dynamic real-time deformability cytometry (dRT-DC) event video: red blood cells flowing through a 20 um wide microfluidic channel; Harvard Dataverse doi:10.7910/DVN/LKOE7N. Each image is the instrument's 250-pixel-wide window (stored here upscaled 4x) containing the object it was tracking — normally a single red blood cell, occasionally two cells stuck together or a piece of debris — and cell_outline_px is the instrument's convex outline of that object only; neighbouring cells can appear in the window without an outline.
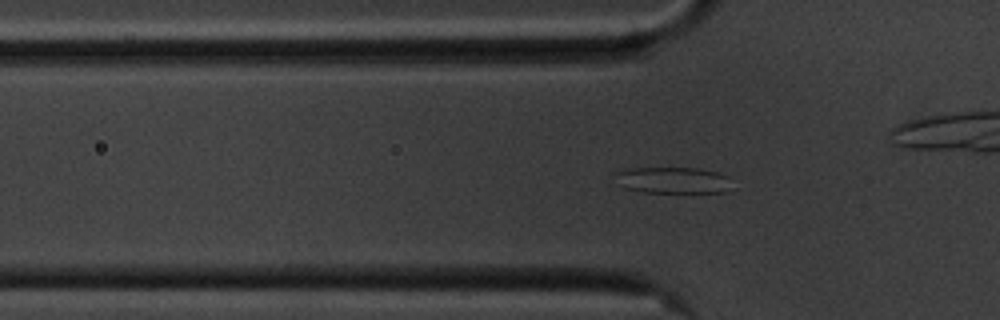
{"species": "common noctule bat (a hibernating species)", "species_latin": "Nyctalus noctula", "temperature_condition": "cold", "stored_images_in_passage": 45, "camera_frame_rate_fps": 3000, "um_per_image_px": 0.085, "animal": {"sex": "male", "body_mass_g": 20.1, "forearm_length_mm": 53.5}, "frame": {"image": 1, "passage_image": 11, "time_ms": 3.333, "image_size_px": [1000, 320], "cell_outline_px": [[728, 176], [724, 192], [644, 192], [624, 188], [612, 172], [624, 168], [696, 168], [716, 172]], "centroid_in_image_um": [57.07, 15.3], "position_along_channel_um": 68.7, "area_um2": 17.57}}
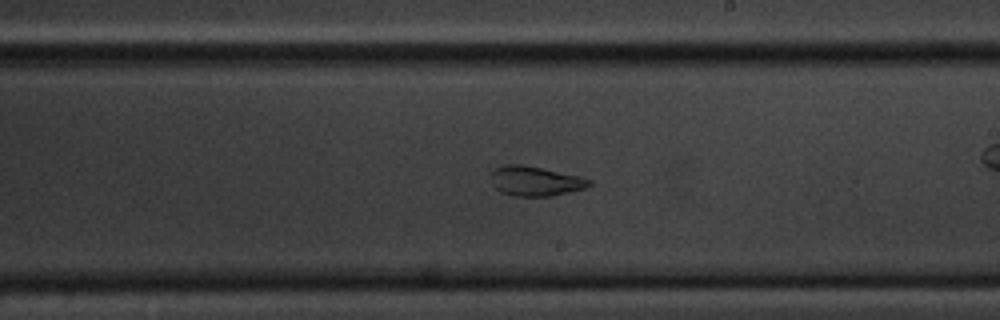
{"frame": {"image": 2, "passage_image": 26, "time_ms": 8.333, "image_size_px": [1000, 320], "cell_outline_px": [[592, 184], [584, 188], [552, 196], [516, 196], [500, 192], [492, 184], [492, 172], [496, 168], [504, 164], [524, 164], [580, 176], [592, 180]], "centroid_in_image_um": [45.5, 15.38], "position_along_channel_um": 243.5, "area_um2": 16.99}}
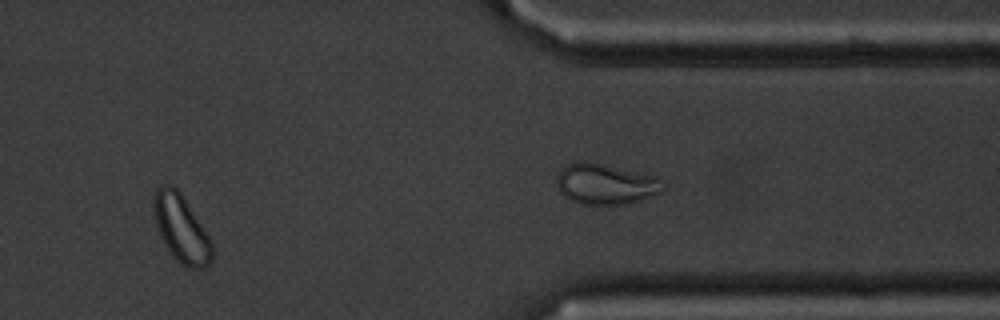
{"frame": {"image": 3, "passage_image": 36, "time_ms": 11.667, "image_size_px": [1000, 320], "cell_outline_px": [[212, 260], [204, 268], [188, 268], [180, 264], [172, 256], [156, 224], [152, 204], [152, 200], [156, 188], [164, 184], [172, 184], [180, 192], [208, 236], [212, 244]], "centroid_in_image_um": [15.38, 19.42], "position_along_channel_um": 396.0, "area_um2": 22.48}, "authors_computed_cell_mechanics": {"area_um2": 19.9988, "velocity_mm_per_s": 3.4996, "shape_relaxation_time_tau1_ms": null, "shape_relaxation_time_tau2_ms": 1.7518, "deformation_change_tau1": null, "deformation_change_tau2": 0.0842}}